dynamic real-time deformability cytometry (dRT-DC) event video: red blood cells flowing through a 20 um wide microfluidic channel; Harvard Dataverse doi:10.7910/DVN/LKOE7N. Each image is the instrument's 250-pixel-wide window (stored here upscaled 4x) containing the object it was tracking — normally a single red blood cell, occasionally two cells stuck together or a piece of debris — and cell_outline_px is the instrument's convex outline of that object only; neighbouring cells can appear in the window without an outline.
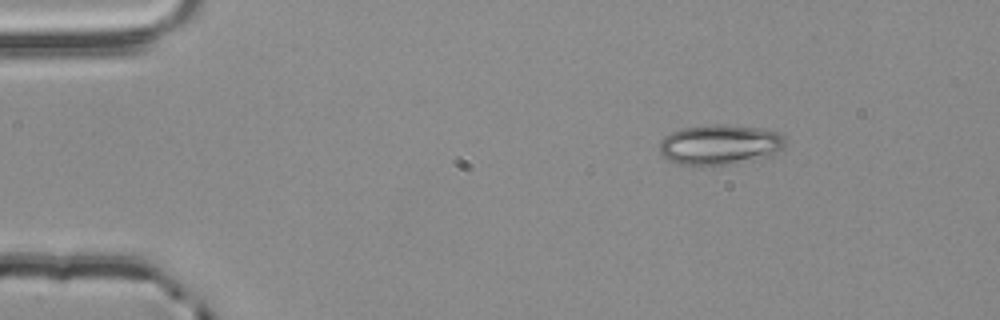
{"species": "common noctule bat (a hibernating species)", "species_latin": "Nyctalus noctula", "temperature_condition": "room temperature", "stored_images_in_passage": 2, "camera_frame_rate_fps": 3000, "um_per_image_px": 0.085, "animal": {"sex": "male", "body_mass_g": 20.4}, "frame": {"image": 1, "passage_image": 1, "time_ms": 0.0, "image_size_px": [1000, 320], "cell_outline_px": [[788, 140], [772, 156], [764, 160], [732, 164], [680, 164], [668, 160], [660, 156], [660, 140], [664, 136], [680, 128], [712, 124], [724, 124], [756, 128], [780, 132]], "centroid_in_image_um": [61.21, 12.3], "position_along_channel_um": 23.8, "area_um2": 29.82}}